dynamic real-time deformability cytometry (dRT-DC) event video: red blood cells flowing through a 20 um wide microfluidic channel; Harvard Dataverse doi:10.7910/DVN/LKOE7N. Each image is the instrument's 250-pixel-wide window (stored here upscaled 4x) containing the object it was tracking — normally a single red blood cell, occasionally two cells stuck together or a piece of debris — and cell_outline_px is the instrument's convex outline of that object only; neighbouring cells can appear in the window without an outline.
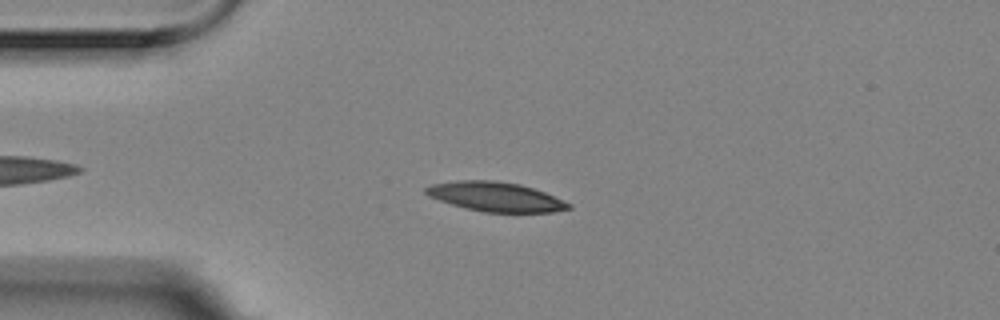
{"species": "Egyptian fruit bat (a non-hibernating species)", "species_latin": "Rousettus aegyptiacus", "temperature_condition": "room temperature", "stored_images_in_passage": 48, "camera_frame_rate_fps": 3000, "um_per_image_px": 0.085, "animal": {"sex": "female"}, "frame": {"image": 1, "passage_image": 9, "time_ms": 2.667, "image_size_px": [1000, 320], "cell_outline_px": [[572, 208], [552, 212], [484, 212], [464, 208], [428, 196], [424, 192], [424, 188], [432, 184], [456, 180], [492, 180], [520, 184], [544, 192], [564, 200], [572, 204]], "centroid_in_image_um": [42.12, 16.72], "position_along_channel_um": 42.9, "area_um2": 24.45}}
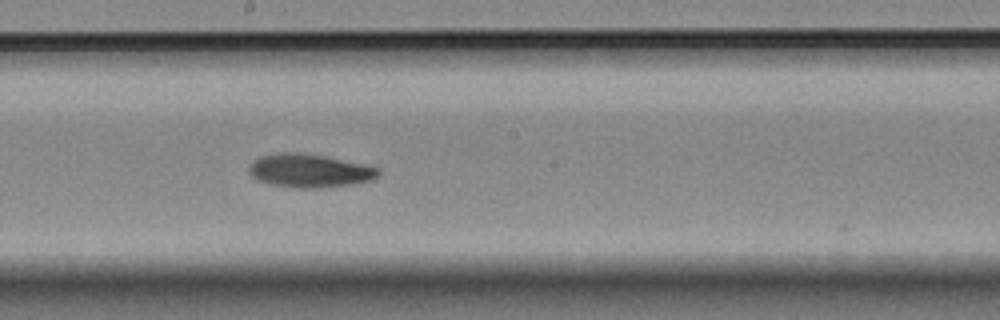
{"frame": {"image": 2, "passage_image": 26, "time_ms": 8.333, "image_size_px": [1000, 320], "cell_outline_px": [[380, 176], [372, 180], [352, 184], [320, 188], [300, 188], [268, 184], [256, 180], [248, 172], [248, 168], [252, 160], [260, 156], [280, 152], [304, 152], [324, 156], [380, 168]], "centroid_in_image_um": [26.27, 14.51], "position_along_channel_um": 221.9, "area_um2": 25.43}}
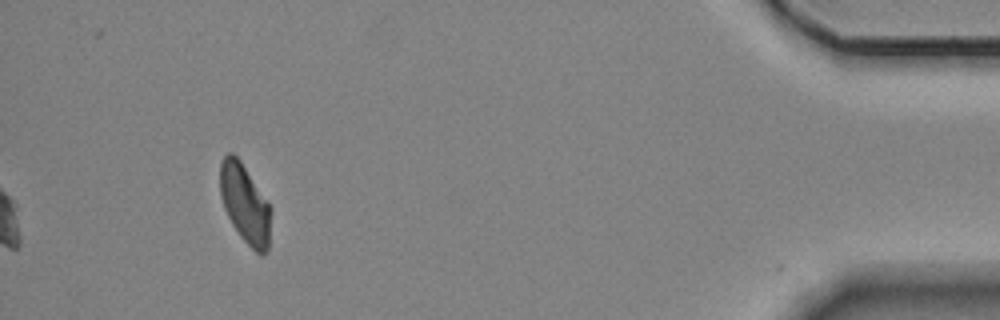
{"frame": {"image": 3, "passage_image": 48, "time_ms": 15.667, "image_size_px": [1000, 320], "cell_outline_px": [[272, 208], [268, 248], [264, 256], [260, 256], [240, 236], [232, 224], [224, 208], [220, 196], [220, 160], [228, 152], [232, 152], [240, 160]], "centroid_in_image_um": [20.82, 17.33], "position_along_channel_um": 414.4, "area_um2": 23.47}, "authors_computed_cell_mechanics": {"area_um2": 24.5072, "velocity_mm_per_s": 3.5013, "shape_relaxation_time_tau1_ms": 5.4816, "shape_relaxation_time_tau2_ms": null, "deformation_change_tau1": 0.1374, "deformation_change_tau2": null}}